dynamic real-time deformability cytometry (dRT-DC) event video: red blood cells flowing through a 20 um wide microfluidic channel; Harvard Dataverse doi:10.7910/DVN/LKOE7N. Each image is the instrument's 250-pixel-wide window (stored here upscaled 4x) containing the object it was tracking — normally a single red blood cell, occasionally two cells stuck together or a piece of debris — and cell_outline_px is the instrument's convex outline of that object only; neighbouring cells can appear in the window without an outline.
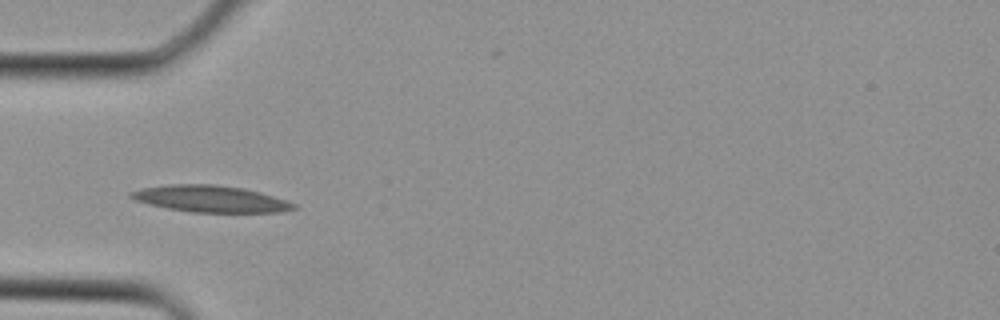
{"species": "Egyptian fruit bat (a non-hibernating species)", "species_latin": "Rousettus aegyptiacus", "temperature_condition": "cold", "stored_images_in_passage": 2, "camera_frame_rate_fps": 3000, "um_per_image_px": 0.085, "animal": {"sex": "female"}, "frame": {"image": 1, "passage_image": 2, "time_ms": 0.333, "image_size_px": [1000, 320], "cell_outline_px": [[296, 208], [284, 212], [192, 212], [168, 208], [136, 200], [128, 196], [128, 192], [140, 188], [168, 184], [216, 184], [244, 188], [260, 192], [288, 200], [296, 204]], "centroid_in_image_um": [17.92, 16.89], "position_along_channel_um": 67.1, "area_um2": 25.32}}